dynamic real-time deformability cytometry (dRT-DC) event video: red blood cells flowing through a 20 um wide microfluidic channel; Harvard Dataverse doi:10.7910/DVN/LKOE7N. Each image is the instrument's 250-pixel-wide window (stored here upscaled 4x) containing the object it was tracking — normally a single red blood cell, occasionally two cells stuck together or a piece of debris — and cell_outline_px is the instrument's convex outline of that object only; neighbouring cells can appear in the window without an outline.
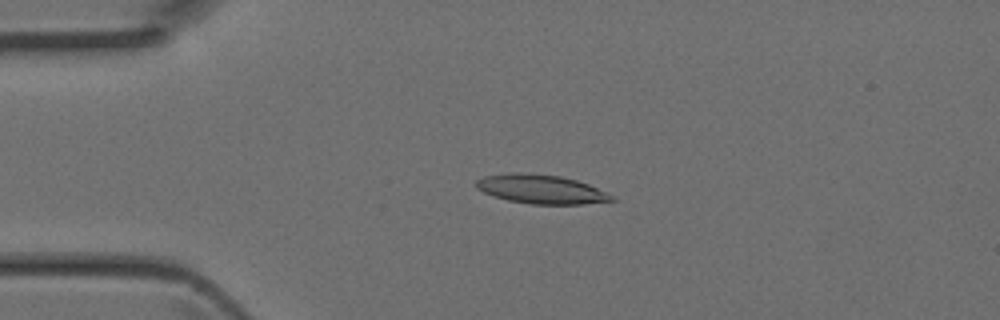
{"species": "Egyptian fruit bat (a non-hibernating species)", "species_latin": "Rousettus aegyptiacus", "temperature_condition": "room temperature", "stored_images_in_passage": 36, "camera_frame_rate_fps": 3000, "um_per_image_px": 0.085, "animal": {"sex": "female"}, "frame": {"image": 1, "passage_image": 8, "time_ms": 2.333, "image_size_px": [1000, 320], "cell_outline_px": [[616, 200], [584, 204], [532, 204], [508, 200], [484, 192], [476, 188], [476, 180], [484, 176], [508, 172], [560, 176], [576, 180], [588, 184], [612, 196]], "centroid_in_image_um": [45.96, 16.08], "position_along_channel_um": 39.0, "area_um2": 22.48}}
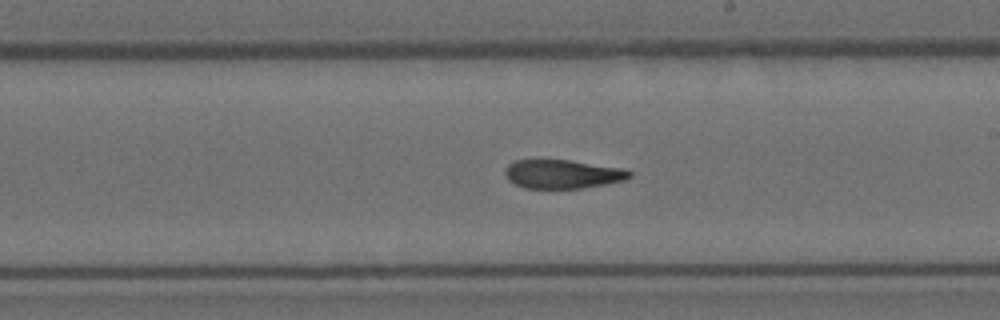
{"frame": {"image": 2, "passage_image": 23, "time_ms": 7.333, "image_size_px": [1000, 320], "cell_outline_px": [[632, 176], [624, 180], [604, 184], [580, 188], [524, 188], [508, 180], [504, 172], [504, 168], [508, 164], [516, 160], [536, 156], [540, 156], [624, 168], [632, 172]], "centroid_in_image_um": [47.74, 14.74], "position_along_channel_um": 241.3, "area_um2": 21.62}}
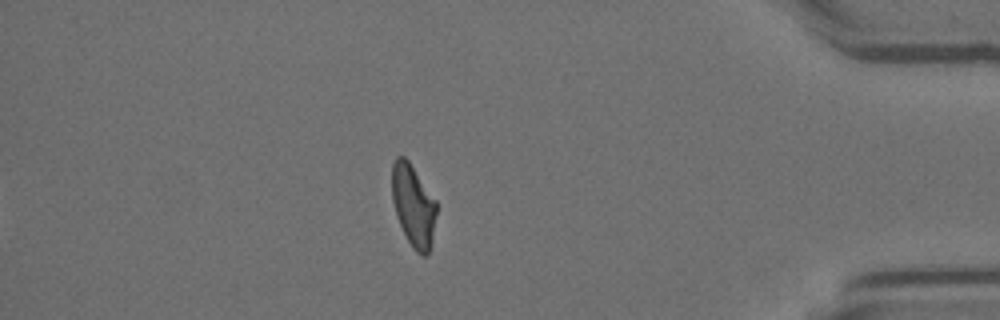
{"frame": {"image": 3, "passage_image": 36, "time_ms": 11.667, "image_size_px": [1000, 320], "cell_outline_px": [[436, 212], [432, 244], [428, 252], [424, 256], [420, 256], [412, 248], [396, 216], [392, 200], [392, 164], [396, 156], [404, 156], [408, 160], [436, 200]], "centroid_in_image_um": [35.13, 17.47], "position_along_channel_um": 400.1, "area_um2": 21.27}}